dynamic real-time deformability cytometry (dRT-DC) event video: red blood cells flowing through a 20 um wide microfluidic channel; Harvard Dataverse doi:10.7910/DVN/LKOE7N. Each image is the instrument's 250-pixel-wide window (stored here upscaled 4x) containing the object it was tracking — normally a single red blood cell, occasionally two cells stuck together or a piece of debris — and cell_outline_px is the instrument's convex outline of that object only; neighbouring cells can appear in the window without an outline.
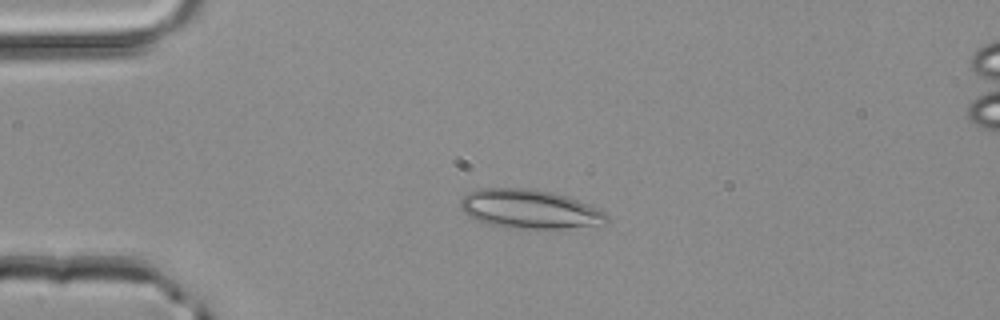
{"species": "common noctule bat (a hibernating species)", "species_latin": "Nyctalus noctula", "temperature_condition": "room temperature", "stored_images_in_passage": 27, "camera_frame_rate_fps": 3000, "um_per_image_px": 0.085, "animal": {"sex": "male", "body_mass_g": 20.4}, "frame": {"image": 1, "passage_image": 1, "time_ms": 0.0, "image_size_px": [1000, 320], "cell_outline_px": [[608, 220], [604, 224], [560, 228], [508, 228], [484, 224], [468, 216], [464, 212], [460, 204], [460, 200], [468, 192], [480, 188], [532, 188], [552, 192], [600, 208], [608, 216]], "centroid_in_image_um": [44.97, 17.77], "position_along_channel_um": 40.0, "area_um2": 33.23}}
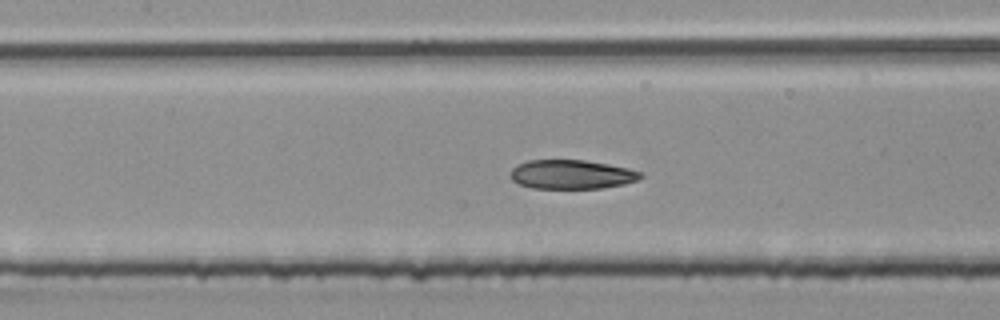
{"frame": {"image": 2, "passage_image": 12, "time_ms": 3.667, "image_size_px": [1000, 320], "cell_outline_px": [[644, 176], [636, 180], [624, 184], [600, 188], [532, 188], [520, 184], [512, 180], [512, 168], [516, 164], [528, 160], [584, 160], [608, 164], [628, 168], [644, 172]], "centroid_in_image_um": [48.61, 14.82], "position_along_channel_um": 158.8, "area_um2": 22.02}}
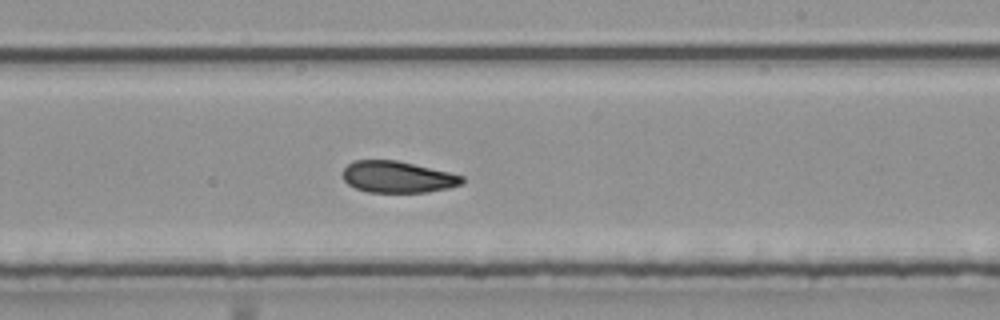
{"frame": {"image": 3, "passage_image": 19, "time_ms": 6.0, "image_size_px": [1000, 320], "cell_outline_px": [[464, 180], [460, 184], [448, 188], [428, 192], [368, 192], [356, 188], [348, 184], [344, 180], [344, 168], [352, 160], [396, 160], [448, 172], [464, 176]], "centroid_in_image_um": [33.78, 15.04], "position_along_channel_um": 255.2, "area_um2": 21.73}, "authors_computed_cell_mechanics": {"area_um2": 23.0044, "velocity_mm_per_s": 4.1517, "shape_relaxation_time_tau1_ms": 5.4087, "shape_relaxation_time_tau2_ms": 2.9789, "deformation_change_tau1": 0.166, "deformation_change_tau2": 0.0889}}